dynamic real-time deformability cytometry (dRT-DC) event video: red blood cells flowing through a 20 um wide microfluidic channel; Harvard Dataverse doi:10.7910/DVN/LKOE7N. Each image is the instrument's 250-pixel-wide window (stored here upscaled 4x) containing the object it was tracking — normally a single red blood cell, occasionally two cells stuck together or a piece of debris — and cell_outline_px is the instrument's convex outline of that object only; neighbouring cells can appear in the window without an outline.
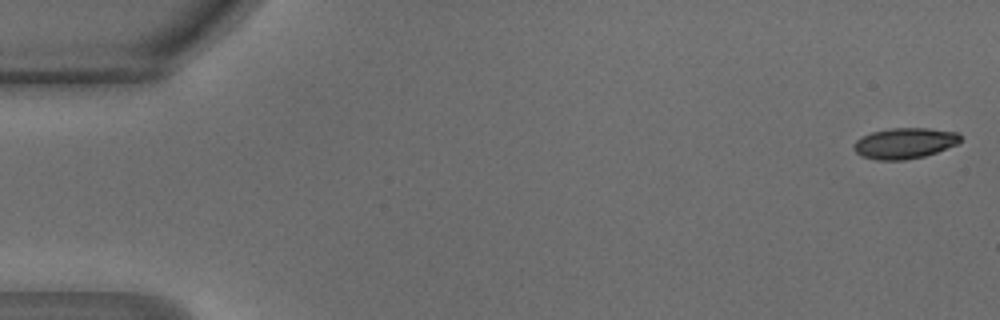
{"species": "common noctule bat (a hibernating species)", "species_latin": "Nyctalus noctula", "temperature_condition": "warm", "stored_images_in_passage": 9, "camera_frame_rate_fps": 3000, "um_per_image_px": 0.085, "animal": {"sex": "male", "body_mass_g": 18.8}, "frame": {"image": 1, "passage_image": 1, "time_ms": 0.0, "image_size_px": [1000, 320], "cell_outline_px": [[960, 140], [956, 144], [936, 152], [920, 156], [896, 160], [888, 160], [864, 156], [856, 148], [856, 144], [864, 136], [876, 132], [900, 128], [916, 128], [952, 132], [960, 136]], "centroid_in_image_um": [76.96, 12.17], "position_along_channel_um": 8.0, "area_um2": 17.51}}